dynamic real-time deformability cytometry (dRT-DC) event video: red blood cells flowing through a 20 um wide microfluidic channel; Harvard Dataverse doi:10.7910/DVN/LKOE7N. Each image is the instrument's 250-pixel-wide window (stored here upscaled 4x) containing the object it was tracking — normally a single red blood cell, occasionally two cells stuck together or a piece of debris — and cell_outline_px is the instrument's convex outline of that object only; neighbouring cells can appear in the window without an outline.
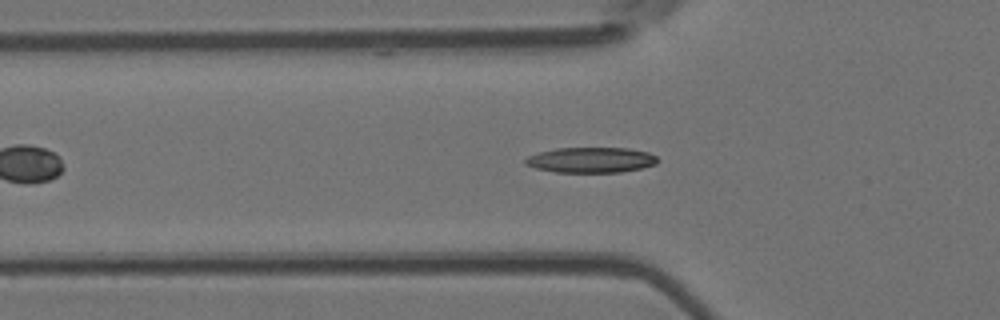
{"species": "Egyptian fruit bat (a non-hibernating species)", "species_latin": "Rousettus aegyptiacus", "temperature_condition": "room temperature", "stored_images_in_passage": 45, "camera_frame_rate_fps": 3000, "um_per_image_px": 0.085, "animal": {"sex": "female"}, "frame": {"image": 1, "passage_image": 13, "time_ms": 4.0, "image_size_px": [1000, 320], "cell_outline_px": [[660, 160], [656, 164], [640, 168], [620, 172], [556, 172], [536, 168], [524, 164], [524, 160], [528, 156], [540, 152], [556, 148], [628, 148], [648, 152], [656, 156]], "centroid_in_image_um": [50.24, 13.59], "position_along_channel_um": 75.6, "area_um2": 19.54}}
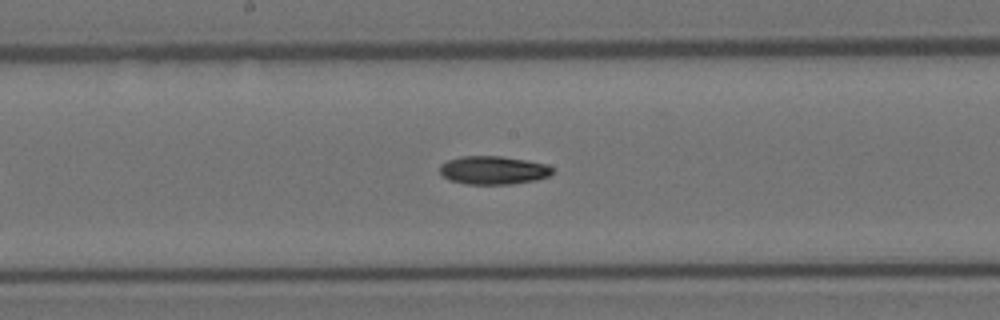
{"frame": {"image": 2, "passage_image": 23, "time_ms": 7.333, "image_size_px": [1000, 320], "cell_outline_px": [[552, 172], [548, 176], [536, 180], [512, 184], [468, 184], [448, 180], [440, 172], [440, 164], [448, 160], [460, 156], [500, 156], [548, 164], [552, 168]], "centroid_in_image_um": [41.91, 14.47], "position_along_channel_um": 206.3, "area_um2": 18.55}}
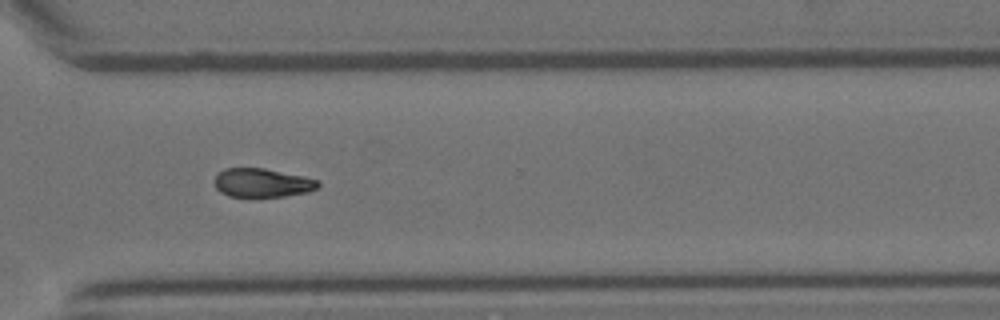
{"frame": {"image": 3, "passage_image": 34, "time_ms": 11.0, "image_size_px": [1000, 320], "cell_outline_px": [[320, 184], [316, 188], [308, 192], [284, 196], [228, 196], [220, 192], [216, 188], [212, 180], [224, 168], [264, 168], [304, 176], [320, 180]], "centroid_in_image_um": [22.28, 15.53], "position_along_channel_um": 348.3, "area_um2": 17.4}, "authors_computed_cell_mechanics": {"area_um2": 18.2648, "velocity_mm_per_s": 3.8871, "shape_relaxation_time_tau1_ms": 6.2679, "shape_relaxation_time_tau2_ms": null, "deformation_change_tau1": 0.1589, "deformation_change_tau2": null}}